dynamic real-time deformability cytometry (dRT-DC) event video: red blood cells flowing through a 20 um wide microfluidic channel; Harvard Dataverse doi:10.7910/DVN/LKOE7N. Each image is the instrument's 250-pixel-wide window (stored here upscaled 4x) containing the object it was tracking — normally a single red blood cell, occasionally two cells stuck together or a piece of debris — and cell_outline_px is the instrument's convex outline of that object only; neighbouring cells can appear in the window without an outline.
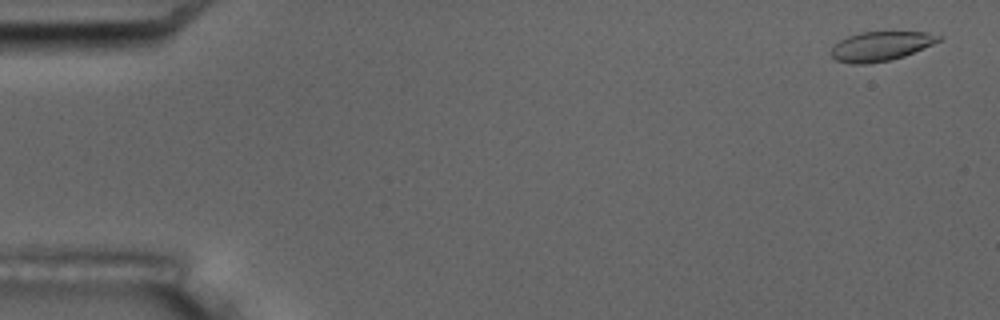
{"species": "common noctule bat (a hibernating species)", "species_latin": "Nyctalus noctula", "temperature_condition": "room temperature", "stored_images_in_passage": 17, "camera_frame_rate_fps": 3000, "um_per_image_px": 0.085, "animal": {"sex": "male", "body_mass_g": 17.5, "forearm_length_mm": 52.3}, "frame": {"image": 1, "passage_image": 1, "time_ms": 0.0, "image_size_px": [1000, 320], "cell_outline_px": [[944, 36], [940, 40], [932, 44], [904, 56], [888, 60], [868, 64], [852, 64], [836, 60], [832, 56], [832, 48], [840, 40], [848, 36], [860, 32], [928, 32]], "centroid_in_image_um": [74.87, 3.92], "position_along_channel_um": 10.1, "area_um2": 18.21}, "authors_computed_cell_mechanics": {"area_um2": 19.4208, "velocity_mm_per_s": 3.4496, "shape_relaxation_time_tau1_ms": 3.5827, "shape_relaxation_time_tau2_ms": null, "deformation_change_tau1": 0.1055, "deformation_change_tau2": null}}